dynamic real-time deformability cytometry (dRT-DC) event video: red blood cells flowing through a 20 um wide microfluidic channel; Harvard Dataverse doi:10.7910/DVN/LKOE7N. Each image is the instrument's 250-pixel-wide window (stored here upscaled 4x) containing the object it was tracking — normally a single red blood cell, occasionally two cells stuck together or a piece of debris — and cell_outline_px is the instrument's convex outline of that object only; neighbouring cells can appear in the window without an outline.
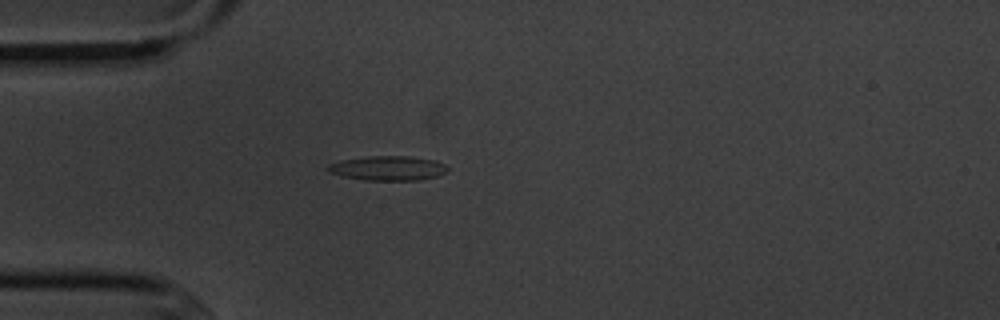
{"species": "common noctule bat (a hibernating species)", "species_latin": "Nyctalus noctula", "temperature_condition": "cold", "stored_images_in_passage": 1, "camera_frame_rate_fps": 3000, "um_per_image_px": 0.085, "animal": {"sex": "male", "body_mass_g": 20.1, "forearm_length_mm": 53.5}, "frame": {"image": 1, "passage_image": 1, "time_ms": 0.0, "image_size_px": [1000, 320], "cell_outline_px": [[448, 168], [444, 172], [436, 176], [420, 180], [364, 180], [340, 176], [328, 172], [328, 164], [340, 160], [368, 156], [408, 156], [436, 160], [444, 164]], "centroid_in_image_um": [32.93, 14.29], "position_along_channel_um": 52.1, "area_um2": 17.11}}